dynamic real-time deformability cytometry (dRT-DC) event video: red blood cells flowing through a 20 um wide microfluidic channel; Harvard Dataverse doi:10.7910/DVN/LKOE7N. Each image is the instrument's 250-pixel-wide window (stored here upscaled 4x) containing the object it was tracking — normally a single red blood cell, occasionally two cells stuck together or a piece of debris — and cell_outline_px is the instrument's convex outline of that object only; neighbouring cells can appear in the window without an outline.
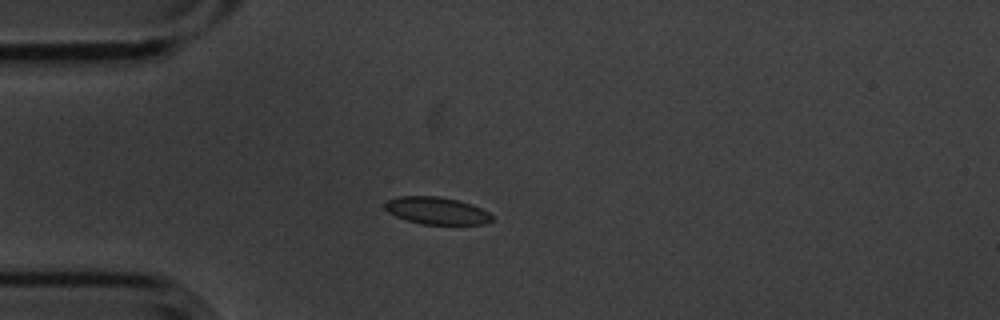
{"species": "common noctule bat (a hibernating species)", "species_latin": "Nyctalus noctula", "temperature_condition": "cold", "stored_images_in_passage": 6, "camera_frame_rate_fps": 3000, "um_per_image_px": 0.085, "animal": {"sex": "male", "body_mass_g": 20.1, "forearm_length_mm": 53.5}, "frame": {"image": 1, "passage_image": 4, "time_ms": 1.0, "image_size_px": [1000, 320], "cell_outline_px": [[492, 220], [484, 224], [424, 224], [408, 220], [396, 216], [388, 212], [384, 208], [384, 204], [388, 200], [400, 196], [440, 196], [456, 200], [480, 208], [488, 212], [492, 216]], "centroid_in_image_um": [37.09, 17.9], "position_along_channel_um": 47.9, "area_um2": 16.7}}
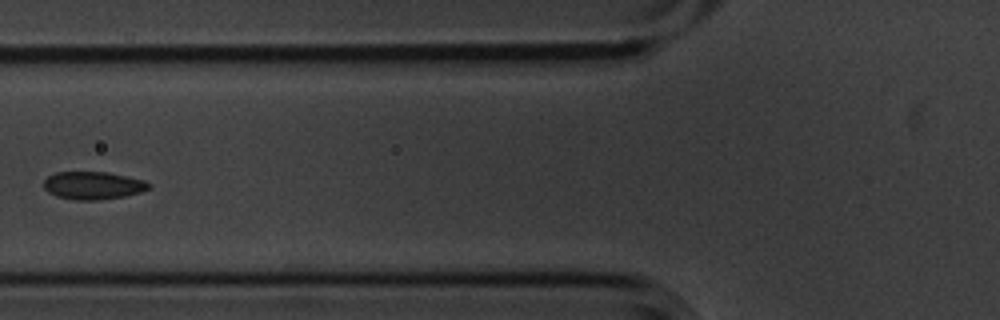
{"frame": {"image": 2, "passage_image": 6, "time_ms": 1.667, "image_size_px": [1000, 320], "cell_outline_px": [[152, 188], [140, 192], [124, 196], [96, 200], [76, 200], [56, 196], [48, 192], [44, 188], [44, 180], [48, 176], [56, 172], [108, 172], [128, 176], [144, 180], [152, 184]], "centroid_in_image_um": [7.93, 15.76], "position_along_channel_um": 117.9, "area_um2": 17.11}}